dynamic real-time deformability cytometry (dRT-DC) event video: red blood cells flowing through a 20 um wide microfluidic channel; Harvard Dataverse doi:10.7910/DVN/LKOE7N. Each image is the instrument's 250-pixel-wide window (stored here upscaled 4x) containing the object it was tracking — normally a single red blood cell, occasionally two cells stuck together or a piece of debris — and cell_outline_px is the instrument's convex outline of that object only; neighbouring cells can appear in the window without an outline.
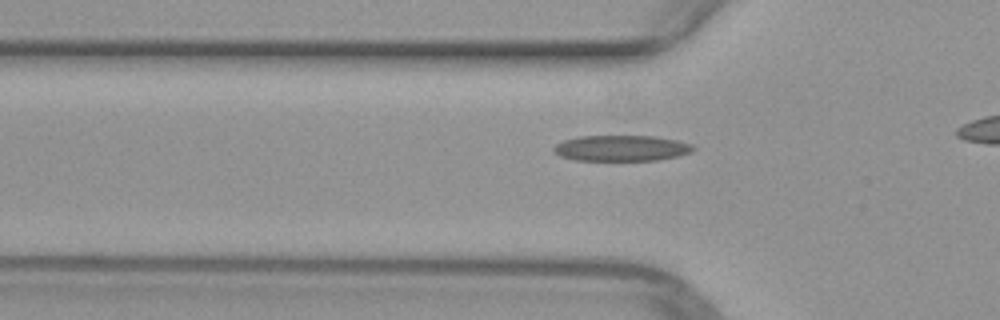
{"species": "common noctule bat (a hibernating species)", "species_latin": "Nyctalus noctula", "temperature_condition": "warm", "stored_images_in_passage": 29, "camera_frame_rate_fps": 3000, "um_per_image_px": 0.085, "animal": {"sex": "female", "body_mass_g": 29.2, "forearm_length_mm": 56.3}, "frame": {"image": 1, "passage_image": 7, "time_ms": 2.0, "image_size_px": [1000, 320], "cell_outline_px": [[696, 148], [692, 152], [676, 156], [656, 160], [576, 160], [560, 156], [552, 148], [556, 144], [564, 140], [580, 136], [656, 136], [676, 140], [692, 144]], "centroid_in_image_um": [52.83, 12.59], "position_along_channel_um": 73.0, "area_um2": 20.87}}
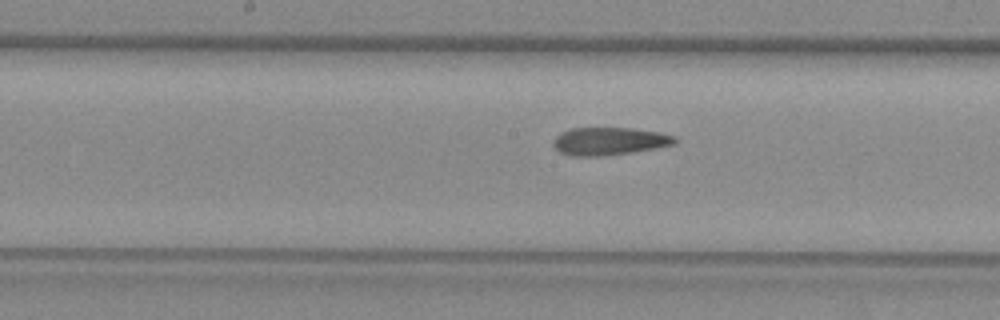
{"frame": {"image": 2, "passage_image": 16, "time_ms": 5.0, "image_size_px": [1000, 320], "cell_outline_px": [[676, 144], [656, 148], [632, 152], [600, 156], [572, 156], [560, 152], [552, 144], [556, 136], [560, 132], [572, 128], [628, 128], [660, 132], [676, 136]], "centroid_in_image_um": [51.79, 12.0], "position_along_channel_um": 196.4, "area_um2": 19.65}}
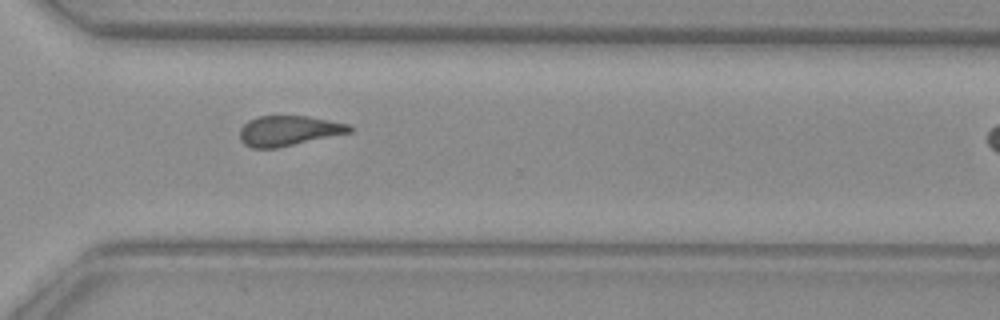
{"frame": {"image": 3, "passage_image": 27, "time_ms": 8.667, "image_size_px": [1000, 320], "cell_outline_px": [[352, 132], [276, 148], [252, 148], [244, 144], [240, 140], [240, 128], [248, 120], [260, 116], [308, 116], [348, 124], [352, 128]], "centroid_in_image_um": [24.5, 11.11], "position_along_channel_um": 346.1, "area_um2": 19.13}}